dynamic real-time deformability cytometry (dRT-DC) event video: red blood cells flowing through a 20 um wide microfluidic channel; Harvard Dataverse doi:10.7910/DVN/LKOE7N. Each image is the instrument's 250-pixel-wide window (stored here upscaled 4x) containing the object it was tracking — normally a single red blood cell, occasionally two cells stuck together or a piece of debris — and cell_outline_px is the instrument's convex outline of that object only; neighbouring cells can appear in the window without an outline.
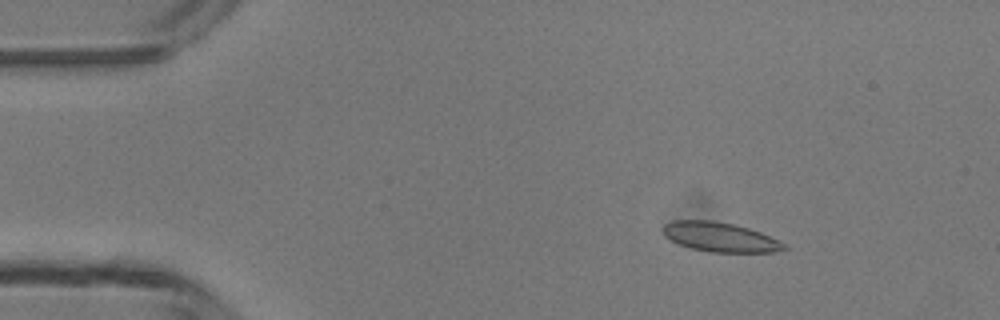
{"species": "common noctule bat (a hibernating species)", "species_latin": "Nyctalus noctula", "temperature_condition": "room temperature", "stored_images_in_passage": 4, "camera_frame_rate_fps": 3000, "um_per_image_px": 0.085, "animal": {"sex": "male", "body_mass_g": 13.3}, "frame": {"image": 1, "passage_image": 2, "time_ms": 1.0, "image_size_px": [1000, 320], "cell_outline_px": [[788, 248], [776, 252], [712, 252], [692, 248], [680, 244], [664, 236], [664, 224], [672, 220], [712, 220], [732, 224], [748, 228], [760, 232], [784, 244]], "centroid_in_image_um": [61.19, 20.14], "position_along_channel_um": 23.8, "area_um2": 20.46}}
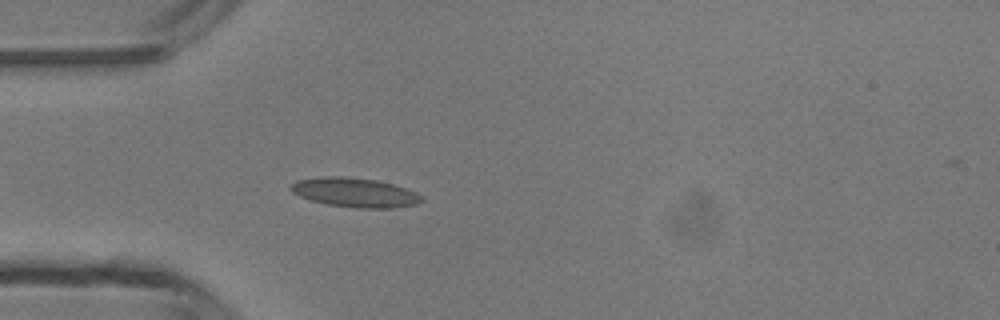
{"frame": {"image": 2, "passage_image": 4, "time_ms": 3.333, "image_size_px": [1000, 320], "cell_outline_px": [[424, 200], [416, 204], [392, 208], [356, 208], [328, 204], [312, 200], [300, 196], [292, 192], [288, 188], [288, 184], [296, 180], [324, 176], [344, 176], [376, 180], [392, 184], [416, 192]], "centroid_in_image_um": [30.11, 16.35], "position_along_channel_um": 54.9, "area_um2": 22.31}}